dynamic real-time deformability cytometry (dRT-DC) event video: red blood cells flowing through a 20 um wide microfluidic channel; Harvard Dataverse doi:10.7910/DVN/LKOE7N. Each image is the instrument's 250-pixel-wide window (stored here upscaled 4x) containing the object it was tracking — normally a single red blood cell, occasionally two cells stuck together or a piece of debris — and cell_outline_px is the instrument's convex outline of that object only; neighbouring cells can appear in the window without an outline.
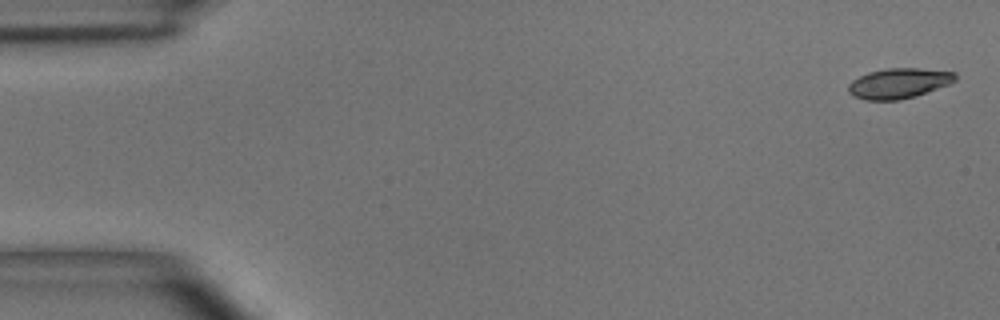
{"species": "common noctule bat (a hibernating species)", "species_latin": "Nyctalus noctula", "temperature_condition": "room temperature", "stored_images_in_passage": 5, "camera_frame_rate_fps": 3000, "um_per_image_px": 0.085, "animal": {"sex": "male", "body_mass_g": 15.6}, "frame": {"image": 1, "passage_image": 1, "time_ms": 0.0, "image_size_px": [1000, 320], "cell_outline_px": [[956, 80], [948, 84], [916, 96], [900, 100], [864, 100], [852, 96], [848, 92], [848, 84], [852, 80], [868, 72], [888, 68], [920, 68], [956, 72]], "centroid_in_image_um": [76.37, 7.08], "position_along_channel_um": 8.6, "area_um2": 18.9}}
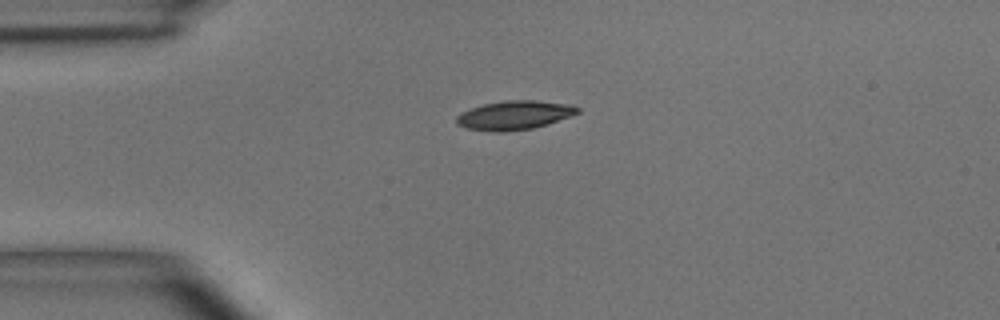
{"frame": {"image": 2, "passage_image": 4, "time_ms": 3.667, "image_size_px": [1000, 320], "cell_outline_px": [[580, 112], [572, 116], [548, 124], [532, 128], [504, 132], [492, 132], [468, 128], [456, 124], [456, 116], [472, 108], [484, 104], [508, 100], [536, 100], [568, 104], [580, 108]], "centroid_in_image_um": [43.76, 9.8], "position_along_channel_um": 41.2, "area_um2": 20.35}}